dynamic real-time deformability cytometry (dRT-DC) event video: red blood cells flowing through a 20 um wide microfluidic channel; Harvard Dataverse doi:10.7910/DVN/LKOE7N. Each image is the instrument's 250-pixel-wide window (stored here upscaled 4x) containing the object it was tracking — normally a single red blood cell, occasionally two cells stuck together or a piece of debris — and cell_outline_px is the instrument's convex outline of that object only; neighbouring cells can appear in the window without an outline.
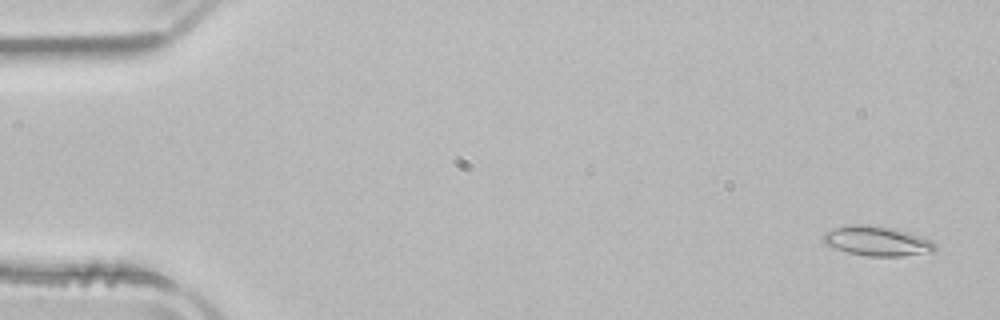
{"species": "common noctule bat (a hibernating species)", "species_latin": "Nyctalus noctula", "temperature_condition": "room temperature", "stored_images_in_passage": 53, "camera_frame_rate_fps": 3000, "um_per_image_px": 0.085, "animal": {"sex": "male", "body_mass_g": 21.5, "forearm_length_mm": 52.0}, "frame": {"image": 1, "passage_image": 3, "time_ms": 0.667, "image_size_px": [1000, 320], "cell_outline_px": [[936, 248], [932, 252], [900, 256], [868, 256], [848, 252], [824, 244], [820, 240], [820, 236], [824, 232], [848, 224], [868, 224], [892, 228], [908, 232], [932, 240], [936, 244]], "centroid_in_image_um": [74.51, 20.48], "position_along_channel_um": 10.5, "area_um2": 19.48}}
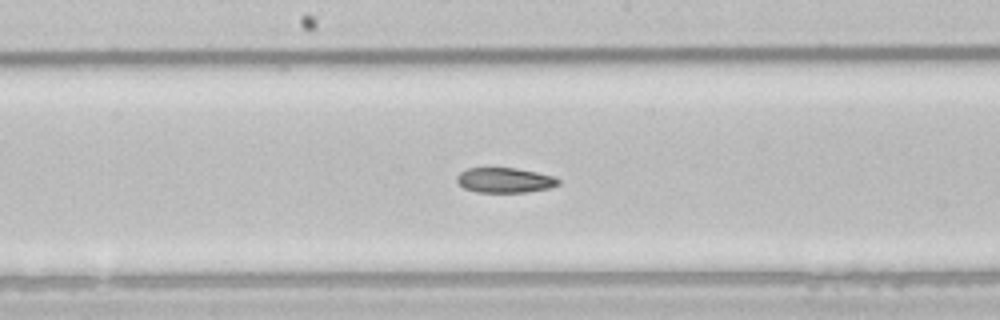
{"frame": {"image": 2, "passage_image": 28, "time_ms": 9.0, "image_size_px": [1000, 320], "cell_outline_px": [[560, 184], [548, 188], [528, 192], [476, 192], [464, 188], [456, 180], [456, 176], [460, 172], [468, 168], [512, 168], [536, 172], [556, 176], [560, 180]], "centroid_in_image_um": [42.92, 15.32], "position_along_channel_um": 205.3, "area_um2": 14.8}}
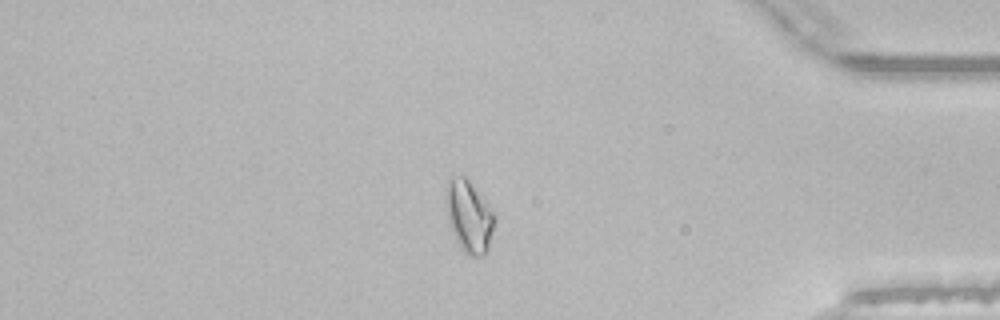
{"frame": {"image": 3, "passage_image": 45, "time_ms": 14.667, "image_size_px": [1000, 320], "cell_outline_px": [[496, 220], [488, 248], [480, 256], [472, 256], [464, 252], [460, 248], [456, 240], [448, 220], [444, 196], [444, 188], [448, 180], [460, 176], [464, 176], [468, 180], [496, 216]], "centroid_in_image_um": [39.84, 18.39], "position_along_channel_um": 395.4, "area_um2": 20.11}, "authors_computed_cell_mechanics": {"area_um2": 17.5712, "velocity_mm_per_s": 3.915, "shape_relaxation_time_tau1_ms": null, "shape_relaxation_time_tau2_ms": 4.778, "deformation_change_tau1": null, "deformation_change_tau2": 0.1102}}